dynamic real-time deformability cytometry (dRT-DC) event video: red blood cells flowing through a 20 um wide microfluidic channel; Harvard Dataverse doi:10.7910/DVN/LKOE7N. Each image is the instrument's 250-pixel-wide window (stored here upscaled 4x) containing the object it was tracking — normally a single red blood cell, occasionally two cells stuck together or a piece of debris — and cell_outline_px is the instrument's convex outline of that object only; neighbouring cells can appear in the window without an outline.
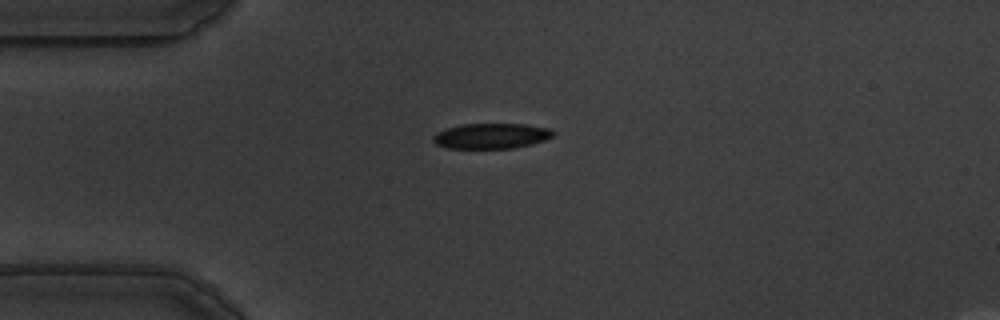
{"species": "common noctule bat (a hibernating species)", "species_latin": "Nyctalus noctula", "temperature_condition": "warm", "stored_images_in_passage": 45, "camera_frame_rate_fps": 3000, "um_per_image_px": 0.085, "animal": {"sex": "male", "body_mass_g": 19.5, "forearm_length_mm": 54.6}, "frame": {"image": 1, "passage_image": 2, "time_ms": 0.333, "image_size_px": [1000, 320], "cell_outline_px": [[556, 132], [552, 136], [544, 140], [532, 144], [512, 148], [448, 148], [436, 144], [432, 140], [432, 136], [436, 132], [444, 128], [460, 124], [524, 124], [552, 128]], "centroid_in_image_um": [41.74, 11.54], "position_along_channel_um": 43.3, "area_um2": 17.92}}
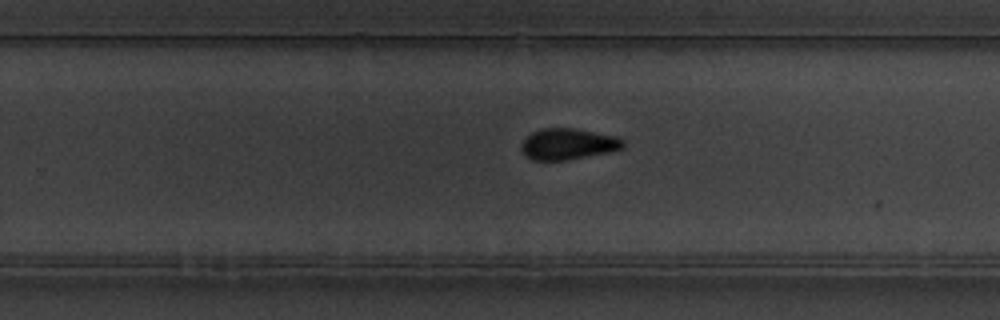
{"frame": {"image": 2, "passage_image": 24, "time_ms": 7.667, "image_size_px": [1000, 320], "cell_outline_px": [[624, 148], [608, 152], [568, 160], [532, 160], [520, 148], [520, 144], [532, 132], [540, 128], [576, 128], [616, 136], [624, 140]], "centroid_in_image_um": [48.29, 12.23], "position_along_channel_um": 281.5, "area_um2": 18.5}}
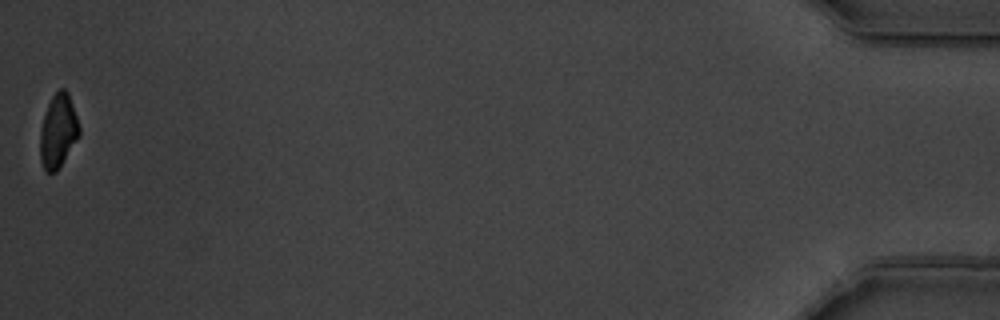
{"frame": {"image": 3, "passage_image": 45, "time_ms": 14.667, "image_size_px": [1000, 320], "cell_outline_px": [[80, 136], [56, 172], [48, 172], [44, 168], [40, 160], [40, 128], [48, 104], [52, 96], [60, 88], [64, 88], [68, 92], [80, 128]], "centroid_in_image_um": [4.94, 11.14], "position_along_channel_um": 430.3, "area_um2": 16.7}, "authors_computed_cell_mechanics": {"area_um2": 18.496, "velocity_mm_per_s": 3.5135, "shape_relaxation_time_tau1_ms": 3.2327, "shape_relaxation_time_tau2_ms": 1.978, "deformation_change_tau1": 0.1299, "deformation_change_tau2": 0.0626}}